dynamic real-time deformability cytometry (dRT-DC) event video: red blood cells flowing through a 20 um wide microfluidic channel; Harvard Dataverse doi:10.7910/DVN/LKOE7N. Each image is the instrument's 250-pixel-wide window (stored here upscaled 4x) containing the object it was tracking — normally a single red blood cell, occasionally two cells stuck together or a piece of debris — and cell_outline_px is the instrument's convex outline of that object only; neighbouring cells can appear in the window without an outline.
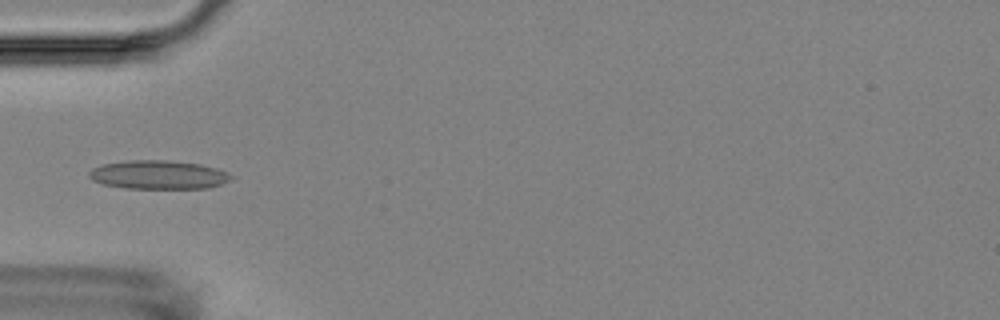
{"species": "Egyptian fruit bat (a non-hibernating species)", "species_latin": "Rousettus aegyptiacus", "temperature_condition": "room temperature", "stored_images_in_passage": 1, "camera_frame_rate_fps": 3000, "um_per_image_px": 0.085, "animal": {"sex": "female"}, "frame": {"image": 1, "passage_image": 1, "time_ms": 0.0, "image_size_px": [1000, 320], "cell_outline_px": [[236, 176], [220, 184], [208, 188], [124, 188], [104, 184], [92, 180], [88, 176], [88, 172], [92, 168], [100, 164], [128, 160], [164, 160], [200, 164], [216, 168]], "centroid_in_image_um": [13.43, 14.85], "position_along_channel_um": 71.6, "area_um2": 23.76}}